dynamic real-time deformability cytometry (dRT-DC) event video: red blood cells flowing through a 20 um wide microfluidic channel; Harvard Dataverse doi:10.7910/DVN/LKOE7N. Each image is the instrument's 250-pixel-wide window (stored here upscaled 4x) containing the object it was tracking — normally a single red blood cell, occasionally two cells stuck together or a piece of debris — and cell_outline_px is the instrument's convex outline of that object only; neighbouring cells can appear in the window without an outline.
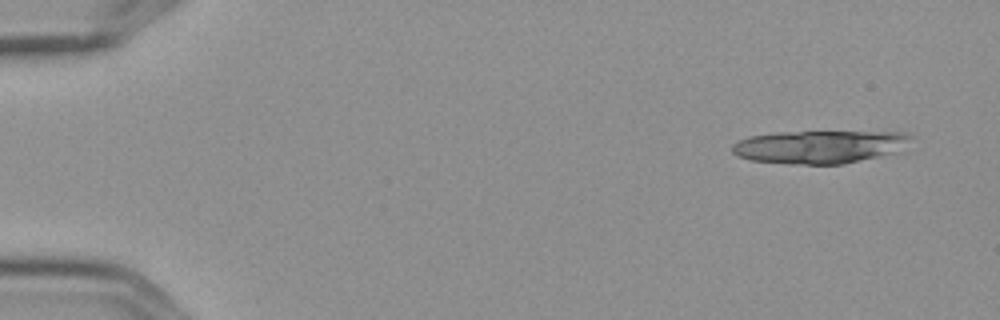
{"species": "Egyptian fruit bat (a non-hibernating species)", "species_latin": "Rousettus aegyptiacus", "temperature_condition": "cold", "stored_images_in_passage": 5, "camera_frame_rate_fps": 3000, "um_per_image_px": 0.085, "frame": {"image": 1, "passage_image": 1, "time_ms": 0.0, "image_size_px": [1000, 320], "cell_outline_px": [[912, 136], [904, 152], [844, 164], [792, 164], [752, 160], [736, 156], [732, 152], [732, 144], [748, 136], [776, 132], [904, 132]], "centroid_in_image_um": [69.74, 12.48], "position_along_channel_um": 15.3, "area_um2": 34.85}}
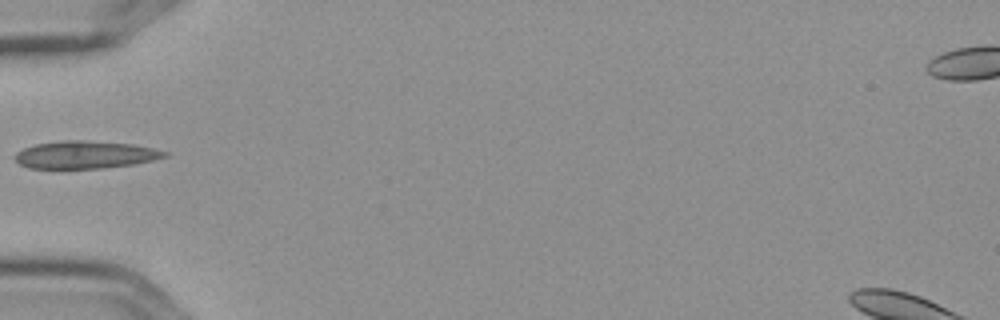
{"frame": {"image": 2, "passage_image": 5, "time_ms": 1.333, "image_size_px": [1000, 320], "cell_outline_px": [[168, 156], [152, 160], [132, 164], [100, 168], [28, 168], [20, 164], [16, 160], [16, 152], [24, 148], [36, 144], [64, 140], [84, 140], [132, 144], [152, 148], [168, 152]], "centroid_in_image_um": [7.24, 13.15], "position_along_channel_um": 77.8, "area_um2": 23.76}}